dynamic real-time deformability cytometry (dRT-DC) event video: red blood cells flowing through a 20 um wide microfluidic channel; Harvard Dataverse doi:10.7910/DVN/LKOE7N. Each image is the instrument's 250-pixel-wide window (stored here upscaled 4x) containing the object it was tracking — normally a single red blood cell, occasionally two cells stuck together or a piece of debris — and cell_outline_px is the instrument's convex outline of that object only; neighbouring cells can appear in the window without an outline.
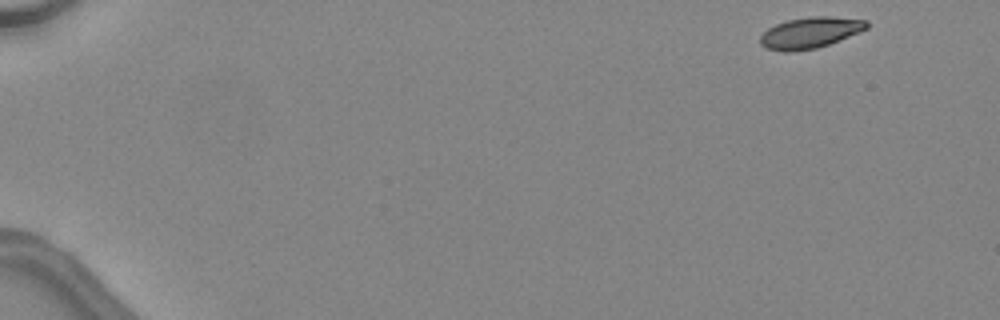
{"species": "common noctule bat (a hibernating species)", "species_latin": "Nyctalus noctula", "temperature_condition": "warm", "stored_images_in_passage": 3, "camera_frame_rate_fps": 3000, "um_per_image_px": 0.085, "animal": {"sex": "female", "body_mass_g": 24.6, "forearm_length_mm": 56.2}, "frame": {"image": 1, "passage_image": 1, "time_ms": 0.0, "image_size_px": [1000, 320], "cell_outline_px": [[868, 28], [860, 32], [828, 44], [816, 48], [788, 52], [784, 52], [768, 48], [760, 44], [760, 36], [768, 28], [776, 24], [788, 20], [812, 16], [828, 16], [868, 20]], "centroid_in_image_um": [68.87, 2.77], "position_along_channel_um": 16.1, "area_um2": 19.13}}